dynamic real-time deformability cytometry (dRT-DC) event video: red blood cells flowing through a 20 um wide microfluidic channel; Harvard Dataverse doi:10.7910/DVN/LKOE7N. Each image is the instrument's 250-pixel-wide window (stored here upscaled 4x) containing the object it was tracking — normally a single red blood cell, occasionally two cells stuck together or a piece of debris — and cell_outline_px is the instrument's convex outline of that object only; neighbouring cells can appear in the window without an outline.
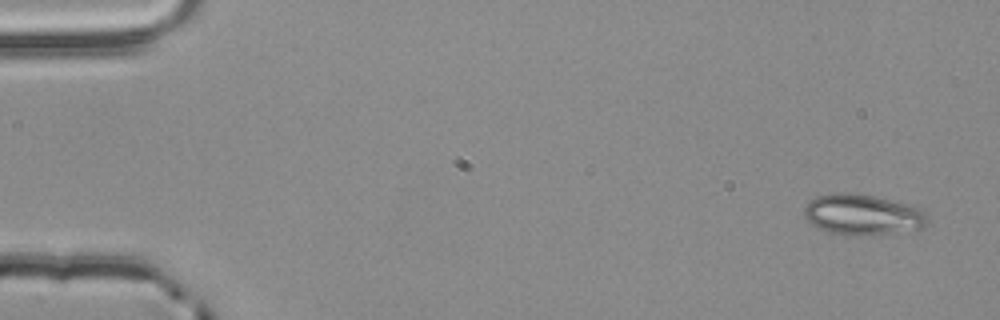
{"species": "common noctule bat (a hibernating species)", "species_latin": "Nyctalus noctula", "temperature_condition": "room temperature", "stored_images_in_passage": 3, "camera_frame_rate_fps": 3000, "um_per_image_px": 0.085, "animal": {"sex": "male", "body_mass_g": 20.4}, "frame": {"image": 1, "passage_image": 1, "time_ms": 0.0, "image_size_px": [1000, 320], "cell_outline_px": [[928, 224], [924, 228], [896, 232], [844, 236], [828, 232], [812, 224], [804, 216], [804, 208], [816, 196], [836, 192], [848, 192], [872, 196], [908, 204], [920, 208], [928, 216]], "centroid_in_image_um": [73.33, 18.24], "position_along_channel_um": 11.7, "area_um2": 29.13}}